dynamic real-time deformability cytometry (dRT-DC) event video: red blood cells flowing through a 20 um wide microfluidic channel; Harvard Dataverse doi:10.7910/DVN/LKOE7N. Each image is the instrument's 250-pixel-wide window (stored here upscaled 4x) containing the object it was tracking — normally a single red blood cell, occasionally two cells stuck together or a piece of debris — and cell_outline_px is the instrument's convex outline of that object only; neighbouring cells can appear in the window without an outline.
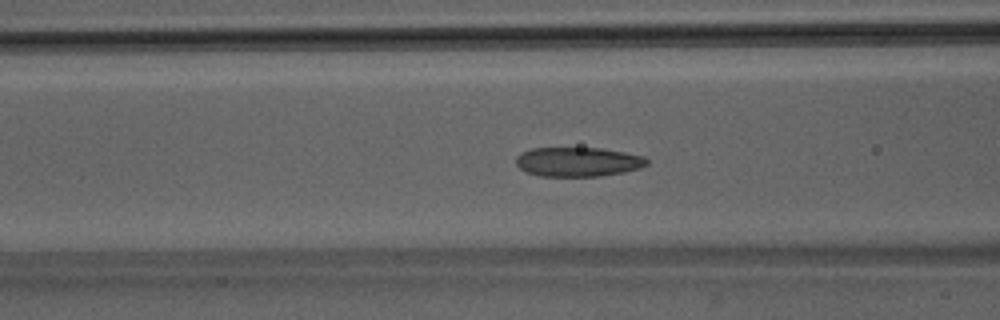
{"species": "Egyptian fruit bat (a non-hibernating species)", "species_latin": "Rousettus aegyptiacus", "temperature_condition": "room temperature", "stored_images_in_passage": 43, "camera_frame_rate_fps": 3000, "um_per_image_px": 0.085, "animal": {"sex": "male"}, "frame": {"image": 1, "passage_image": 12, "time_ms": 3.667, "image_size_px": [1000, 320], "cell_outline_px": [[648, 164], [640, 168], [624, 172], [600, 176], [540, 176], [524, 172], [516, 164], [516, 156], [520, 152], [532, 148], [600, 148], [624, 152], [644, 156], [648, 160]], "centroid_in_image_um": [49.1, 13.75], "position_along_channel_um": 117.5, "area_um2": 22.54}}
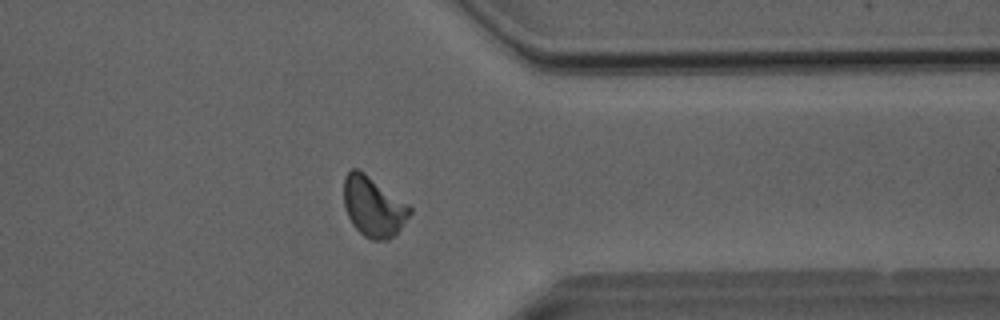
{"frame": {"image": 2, "passage_image": 32, "time_ms": 10.333, "image_size_px": [1000, 320], "cell_outline_px": [[412, 212], [400, 228], [388, 240], [372, 240], [364, 236], [352, 224], [344, 208], [344, 176], [352, 168], [356, 168], [364, 172], [408, 204], [412, 208]], "centroid_in_image_um": [31.72, 17.56], "position_along_channel_um": 379.7, "area_um2": 22.95}}
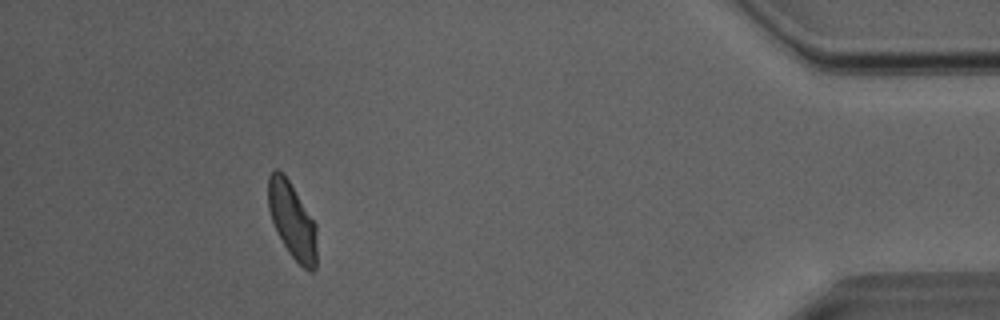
{"frame": {"image": 3, "passage_image": 38, "time_ms": 12.333, "image_size_px": [1000, 320], "cell_outline_px": [[316, 268], [312, 272], [308, 272], [288, 252], [272, 220], [268, 208], [268, 176], [276, 168], [288, 180], [316, 224]], "centroid_in_image_um": [24.85, 18.77], "position_along_channel_um": 410.4, "area_um2": 21.1}}